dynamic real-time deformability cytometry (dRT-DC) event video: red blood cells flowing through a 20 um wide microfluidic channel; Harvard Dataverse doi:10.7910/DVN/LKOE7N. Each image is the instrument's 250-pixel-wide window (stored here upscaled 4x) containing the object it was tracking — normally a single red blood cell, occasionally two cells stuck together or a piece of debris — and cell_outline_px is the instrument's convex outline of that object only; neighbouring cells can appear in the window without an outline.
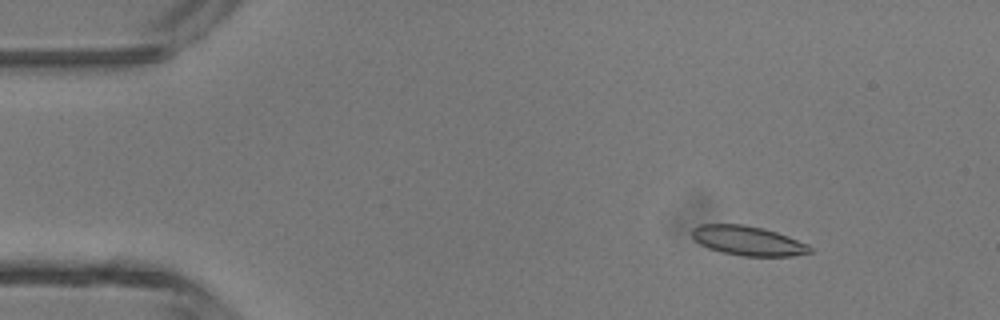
{"species": "common noctule bat (a hibernating species)", "species_latin": "Nyctalus noctula", "temperature_condition": "room temperature", "stored_images_in_passage": 47, "camera_frame_rate_fps": 3000, "um_per_image_px": 0.085, "animal": {"sex": "male", "body_mass_g": 13.3}, "frame": {"image": 1, "passage_image": 6, "time_ms": 1.667, "image_size_px": [1000, 320], "cell_outline_px": [[812, 252], [792, 256], [744, 256], [720, 252], [708, 248], [700, 244], [692, 236], [692, 228], [700, 224], [744, 224], [764, 228], [788, 236], [808, 244], [812, 248]], "centroid_in_image_um": [63.57, 20.46], "position_along_channel_um": 21.4, "area_um2": 20.35}}
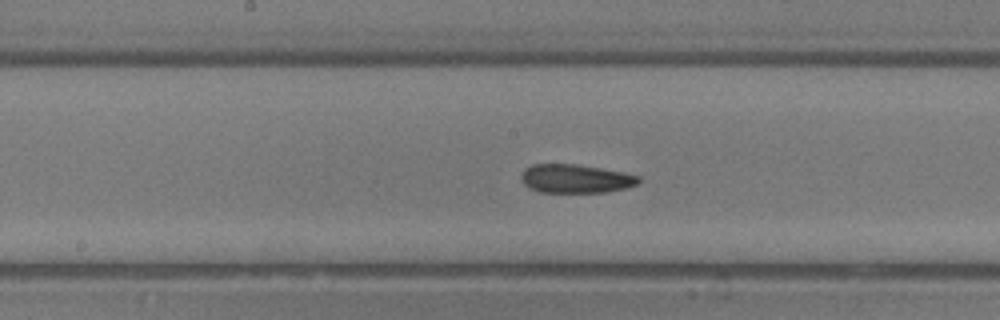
{"frame": {"image": 2, "passage_image": 24, "time_ms": 7.667, "image_size_px": [1000, 320], "cell_outline_px": [[640, 180], [636, 184], [628, 188], [604, 192], [540, 192], [528, 188], [524, 184], [520, 176], [524, 168], [532, 164], [576, 164], [624, 172], [640, 176]], "centroid_in_image_um": [48.91, 15.18], "position_along_channel_um": 199.3, "area_um2": 19.71}}
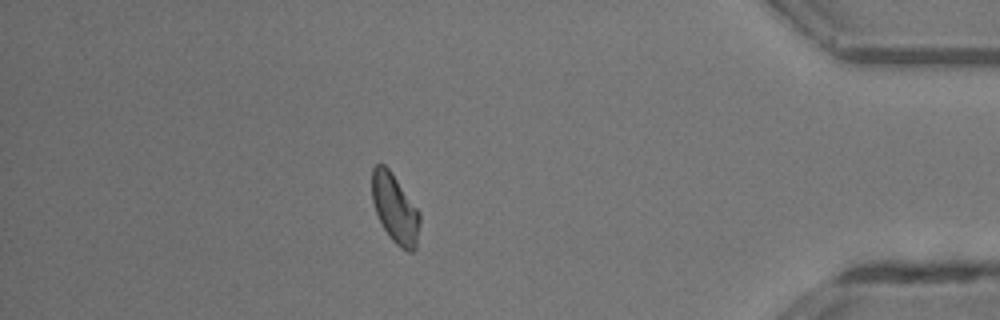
{"frame": {"image": 3, "passage_image": 41, "time_ms": 13.333, "image_size_px": [1000, 320], "cell_outline_px": [[420, 224], [416, 248], [412, 252], [408, 252], [400, 248], [392, 240], [384, 228], [376, 212], [372, 200], [372, 168], [376, 164], [384, 164], [388, 168], [420, 212]], "centroid_in_image_um": [33.58, 17.75], "position_along_channel_um": 401.6, "area_um2": 19.07}, "authors_computed_cell_mechanics": {"area_um2": 19.5364, "velocity_mm_per_s": 4.3517, "shape_relaxation_time_tau1_ms": null, "shape_relaxation_time_tau2_ms": 3.8142, "deformation_change_tau1": null, "deformation_change_tau2": 0.1218}}